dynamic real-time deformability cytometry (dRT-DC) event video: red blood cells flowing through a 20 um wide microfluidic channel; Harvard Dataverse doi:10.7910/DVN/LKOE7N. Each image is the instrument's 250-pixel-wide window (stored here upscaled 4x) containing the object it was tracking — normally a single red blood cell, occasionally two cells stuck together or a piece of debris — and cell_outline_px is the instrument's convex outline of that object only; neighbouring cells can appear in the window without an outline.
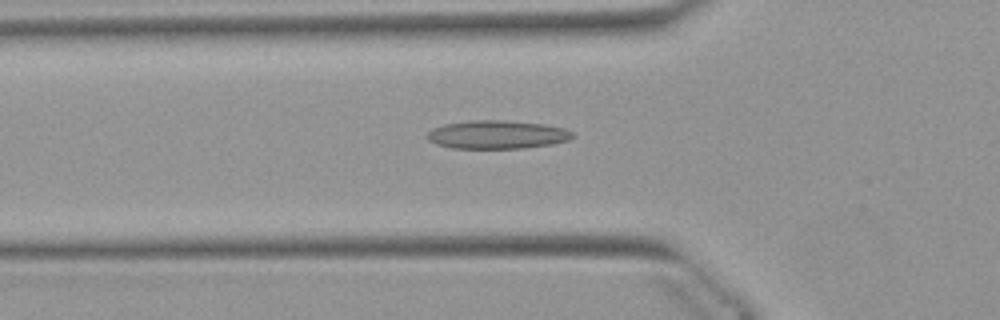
{"species": "Egyptian fruit bat (a non-hibernating species)", "species_latin": "Rousettus aegyptiacus", "temperature_condition": "warm", "stored_images_in_passage": 39, "camera_frame_rate_fps": 3000, "um_per_image_px": 0.085, "animal": {"sex": "female"}, "frame": {"image": 1, "passage_image": 5, "time_ms": 1.333, "image_size_px": [1000, 320], "cell_outline_px": [[576, 136], [568, 140], [552, 144], [524, 148], [452, 148], [436, 144], [428, 140], [424, 136], [432, 128], [444, 124], [468, 120], [504, 120], [544, 124], [564, 128], [572, 132]], "centroid_in_image_um": [42.23, 11.44], "position_along_channel_um": 83.6, "area_um2": 24.22}}
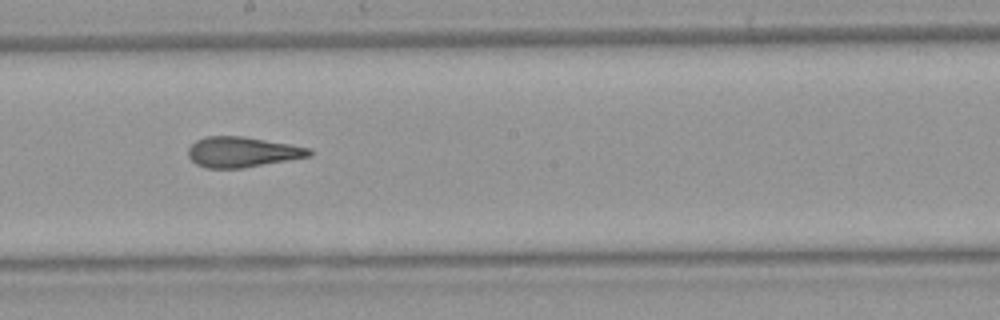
{"frame": {"image": 2, "passage_image": 16, "time_ms": 5.0, "image_size_px": [1000, 320], "cell_outline_px": [[312, 156], [244, 168], [204, 168], [196, 164], [188, 156], [188, 148], [196, 140], [204, 136], [244, 136], [312, 148]], "centroid_in_image_um": [20.6, 12.92], "position_along_channel_um": 227.6, "area_um2": 21.62}}
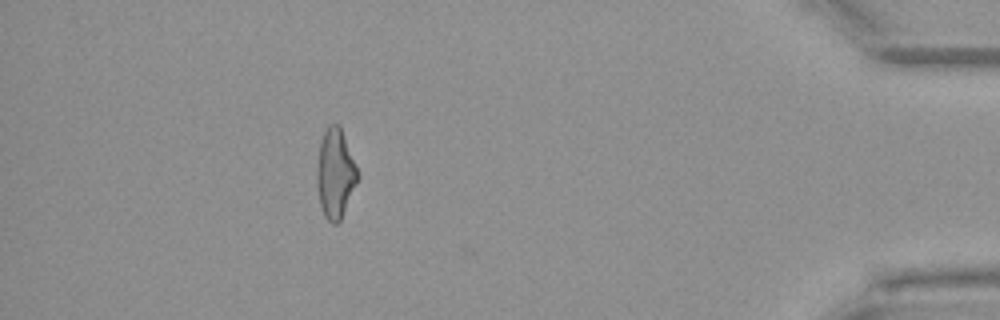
{"frame": {"image": 3, "passage_image": 34, "time_ms": 11.0, "image_size_px": [1000, 320], "cell_outline_px": [[360, 176], [340, 220], [336, 224], [332, 224], [324, 216], [320, 204], [316, 188], [316, 168], [320, 140], [328, 124], [340, 124], [356, 164]], "centroid_in_image_um": [28.49, 14.72], "position_along_channel_um": 406.7, "area_um2": 21.56}, "authors_computed_cell_mechanics": {"area_um2": 21.7906, "velocity_mm_per_s": 3.9225, "shape_relaxation_time_tau1_ms": null, "shape_relaxation_time_tau2_ms": 2.4968, "deformation_change_tau1": null, "deformation_change_tau2": 0.138}}